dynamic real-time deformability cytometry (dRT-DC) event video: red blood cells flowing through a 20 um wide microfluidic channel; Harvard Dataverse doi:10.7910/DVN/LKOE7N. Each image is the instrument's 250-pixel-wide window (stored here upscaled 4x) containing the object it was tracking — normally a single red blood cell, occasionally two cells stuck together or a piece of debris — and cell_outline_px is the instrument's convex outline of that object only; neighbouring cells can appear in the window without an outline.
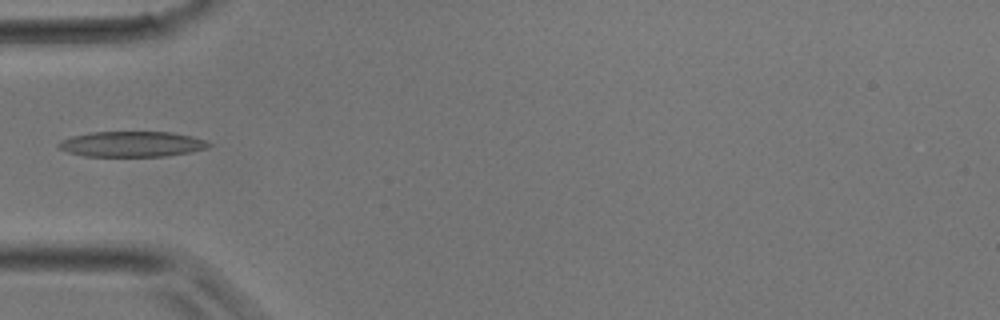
{"species": "common noctule bat (a hibernating species)", "species_latin": "Nyctalus noctula", "temperature_condition": "room temperature", "stored_images_in_passage": 25, "camera_frame_rate_fps": 3000, "um_per_image_px": 0.085, "animal": {"sex": "male", "body_mass_g": 17.9}, "frame": {"image": 1, "passage_image": 1, "time_ms": 0.0, "image_size_px": [1000, 320], "cell_outline_px": [[212, 144], [204, 148], [192, 152], [164, 156], [84, 156], [68, 152], [56, 148], [56, 144], [60, 140], [72, 136], [92, 132], [172, 132], [192, 136], [204, 140]], "centroid_in_image_um": [11.15, 12.25], "position_along_channel_um": 73.8, "area_um2": 22.31}}
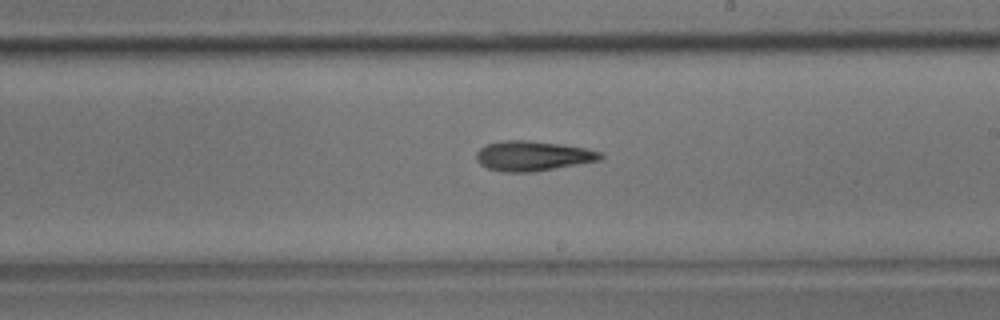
{"frame": {"image": 2, "passage_image": 10, "time_ms": 3.0, "image_size_px": [1000, 320], "cell_outline_px": [[604, 156], [600, 160], [532, 172], [504, 172], [488, 168], [480, 164], [476, 160], [476, 152], [480, 148], [488, 144], [504, 140], [528, 140], [560, 144], [588, 148], [600, 152]], "centroid_in_image_um": [45.28, 13.25], "position_along_channel_um": 243.7, "area_um2": 21.56}}
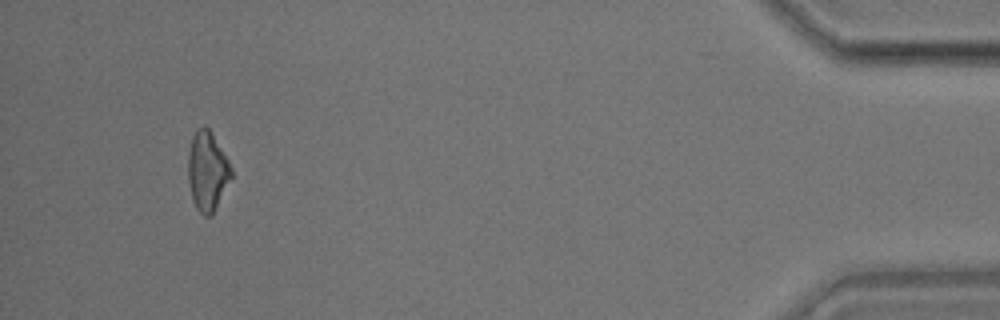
{"frame": {"image": 3, "passage_image": 23, "time_ms": 7.333, "image_size_px": [1000, 320], "cell_outline_px": [[232, 176], [212, 216], [204, 216], [196, 208], [192, 200], [188, 180], [188, 152], [192, 136], [196, 128], [204, 124], [212, 132], [228, 160], [232, 168]], "centroid_in_image_um": [17.61, 14.53], "position_along_channel_um": 417.6, "area_um2": 20.17}}